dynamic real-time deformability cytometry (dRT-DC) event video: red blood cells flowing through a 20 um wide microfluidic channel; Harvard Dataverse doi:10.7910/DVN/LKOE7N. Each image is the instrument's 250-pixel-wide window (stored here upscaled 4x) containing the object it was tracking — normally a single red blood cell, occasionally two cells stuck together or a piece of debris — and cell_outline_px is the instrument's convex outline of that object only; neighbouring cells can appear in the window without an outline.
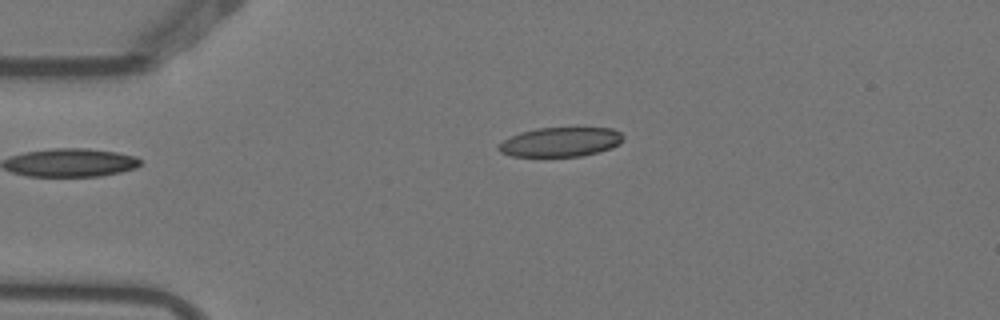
{"species": "Egyptian fruit bat (a non-hibernating species)", "species_latin": "Rousettus aegyptiacus", "temperature_condition": "warm", "stored_images_in_passage": 2, "camera_frame_rate_fps": 3000, "um_per_image_px": 0.085, "animal": {"sex": "female"}, "frame": {"image": 1, "passage_image": 2, "time_ms": 0.333, "image_size_px": [1000, 320], "cell_outline_px": [[624, 140], [612, 148], [580, 156], [512, 156], [500, 152], [496, 148], [496, 144], [520, 132], [536, 128], [612, 128], [620, 132], [624, 136]], "centroid_in_image_um": [47.62, 12.06], "position_along_channel_um": 37.4, "area_um2": 21.33}}